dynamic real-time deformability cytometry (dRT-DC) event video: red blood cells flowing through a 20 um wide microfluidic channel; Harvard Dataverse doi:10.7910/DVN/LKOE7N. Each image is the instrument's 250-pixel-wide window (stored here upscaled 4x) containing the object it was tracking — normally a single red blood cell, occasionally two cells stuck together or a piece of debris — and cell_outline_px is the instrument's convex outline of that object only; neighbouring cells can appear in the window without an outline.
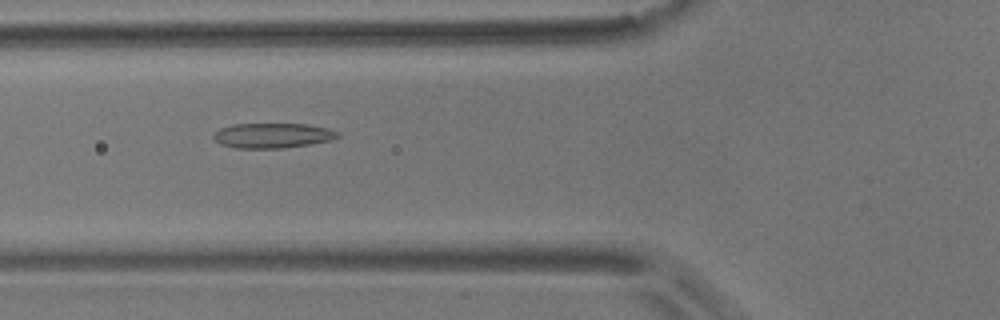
{"species": "common noctule bat (a hibernating species)", "species_latin": "Nyctalus noctula", "temperature_condition": "room temperature", "stored_images_in_passage": 7, "camera_frame_rate_fps": 3000, "um_per_image_px": 0.085, "animal": {"sex": "male", "body_mass_g": 17.9}, "frame": {"image": 1, "passage_image": 6, "time_ms": 1.667, "image_size_px": [1000, 320], "cell_outline_px": [[340, 136], [332, 140], [312, 144], [284, 148], [236, 148], [220, 144], [212, 136], [220, 128], [232, 124], [308, 124], [328, 128], [340, 132]], "centroid_in_image_um": [23.21, 11.52], "position_along_channel_um": 102.6, "area_um2": 18.21}}
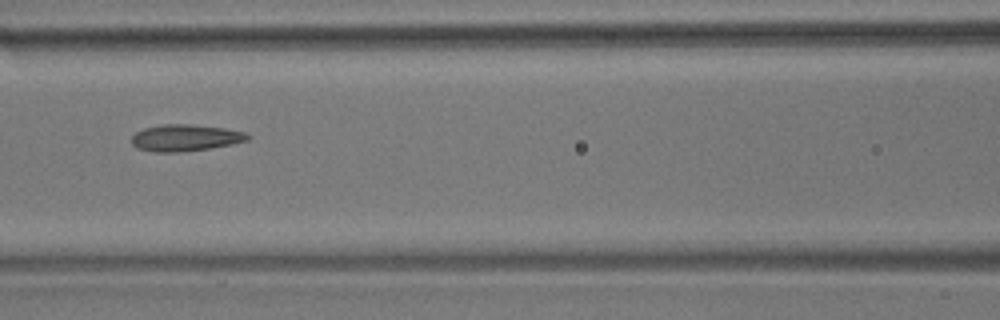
{"frame": {"image": 2, "passage_image": 7, "time_ms": 2.0, "image_size_px": [1000, 320], "cell_outline_px": [[252, 136], [248, 140], [232, 144], [208, 148], [180, 152], [152, 152], [136, 148], [132, 144], [132, 136], [136, 132], [144, 128], [164, 124], [192, 124], [224, 128], [244, 132]], "centroid_in_image_um": [15.74, 11.71], "position_along_channel_um": 150.9, "area_um2": 18.03}}